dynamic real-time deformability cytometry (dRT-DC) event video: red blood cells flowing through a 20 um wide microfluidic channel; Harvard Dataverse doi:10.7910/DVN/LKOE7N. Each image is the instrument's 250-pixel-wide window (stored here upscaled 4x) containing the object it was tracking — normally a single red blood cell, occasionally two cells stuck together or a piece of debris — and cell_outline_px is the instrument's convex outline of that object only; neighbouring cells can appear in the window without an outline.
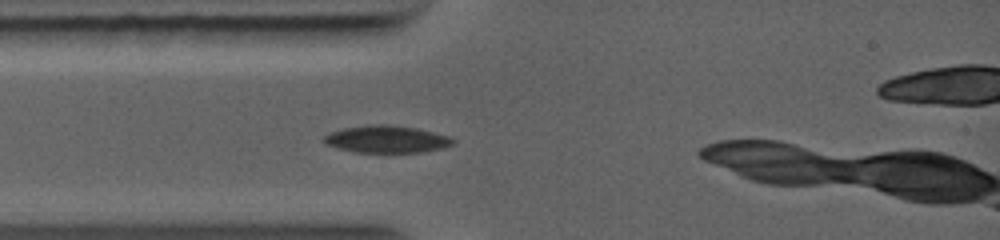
{"species": "common noctule bat (a hibernating species)", "species_latin": "Nyctalus noctula", "temperature_condition": "warm", "stored_images_in_passage": 33, "camera_frame_rate_fps": 5000, "um_per_image_px": 0.085, "animal": {"sex": "female", "body_mass_g": 19.0, "forearm_length_mm": 56.7}, "frame": {"image": 1, "passage_image": 1, "time_ms": 0.0, "image_size_px": [1000, 240], "cell_outline_px": [[456, 144], [440, 148], [420, 152], [352, 152], [336, 148], [324, 144], [320, 140], [324, 136], [332, 132], [344, 128], [372, 124], [388, 124], [416, 128], [452, 136], [456, 140]], "centroid_in_image_um": [32.86, 11.83], "position_along_channel_um": 52.1, "area_um2": 20.69}}